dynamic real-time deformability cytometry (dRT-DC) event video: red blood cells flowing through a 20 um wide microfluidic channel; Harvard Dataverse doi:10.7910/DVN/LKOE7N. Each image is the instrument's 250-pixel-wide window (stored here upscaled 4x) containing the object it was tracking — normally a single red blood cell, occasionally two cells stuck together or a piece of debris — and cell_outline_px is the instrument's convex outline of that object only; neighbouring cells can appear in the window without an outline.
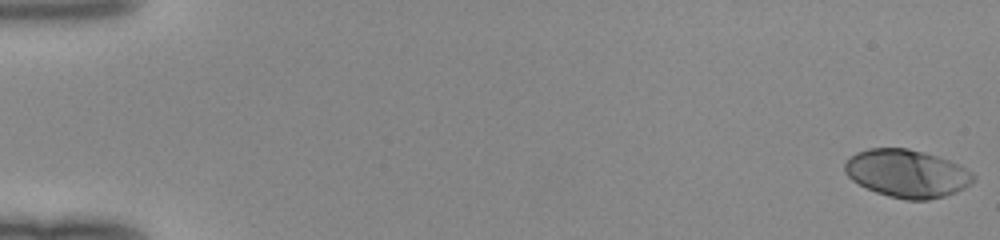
{"species": "human", "species_latin": "Homo sapiens", "temperature_condition": "room temperature", "stored_images_in_passage": 50, "camera_frame_rate_fps": 3000, "um_per_image_px": 0.085, "donor": {"sex": "female"}, "frame": {"image": 1, "passage_image": 1, "time_ms": 0.0, "image_size_px": [1000, 240], "cell_outline_px": [[976, 180], [964, 188], [956, 192], [944, 196], [928, 200], [908, 200], [888, 196], [876, 192], [852, 180], [844, 172], [844, 164], [848, 156], [856, 152], [868, 148], [908, 148], [924, 152], [960, 164], [972, 172], [976, 176]], "centroid_in_image_um": [77.09, 14.74], "position_along_channel_um": 7.9, "area_um2": 36.07}}
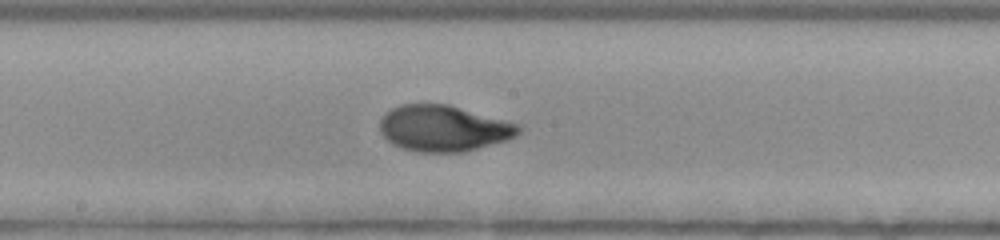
{"frame": {"image": 2, "passage_image": 28, "time_ms": 9.0, "image_size_px": [1000, 240], "cell_outline_px": [[524, 128], [516, 136], [508, 140], [464, 152], [416, 152], [400, 148], [392, 144], [380, 132], [380, 120], [384, 112], [400, 104], [448, 104], [520, 124]], "centroid_in_image_um": [37.71, 10.91], "position_along_channel_um": 210.5, "area_um2": 37.63}}
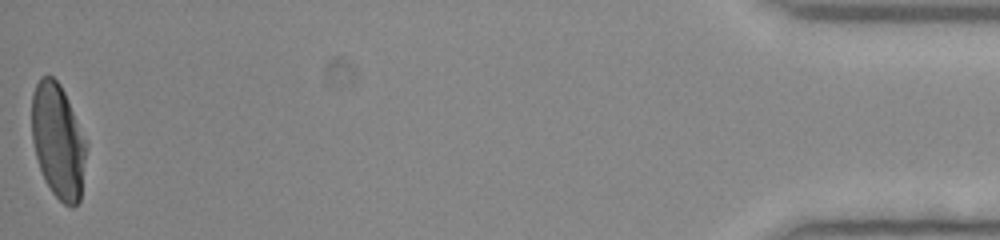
{"frame": {"image": 3, "passage_image": 50, "time_ms": 16.333, "image_size_px": [1000, 240], "cell_outline_px": [[88, 144], [80, 200], [72, 208], [64, 204], [52, 192], [44, 180], [36, 156], [32, 140], [32, 92], [40, 76], [52, 76], [60, 84], [88, 140]], "centroid_in_image_um": [4.96, 11.98], "position_along_channel_um": 430.2, "area_um2": 36.82}}